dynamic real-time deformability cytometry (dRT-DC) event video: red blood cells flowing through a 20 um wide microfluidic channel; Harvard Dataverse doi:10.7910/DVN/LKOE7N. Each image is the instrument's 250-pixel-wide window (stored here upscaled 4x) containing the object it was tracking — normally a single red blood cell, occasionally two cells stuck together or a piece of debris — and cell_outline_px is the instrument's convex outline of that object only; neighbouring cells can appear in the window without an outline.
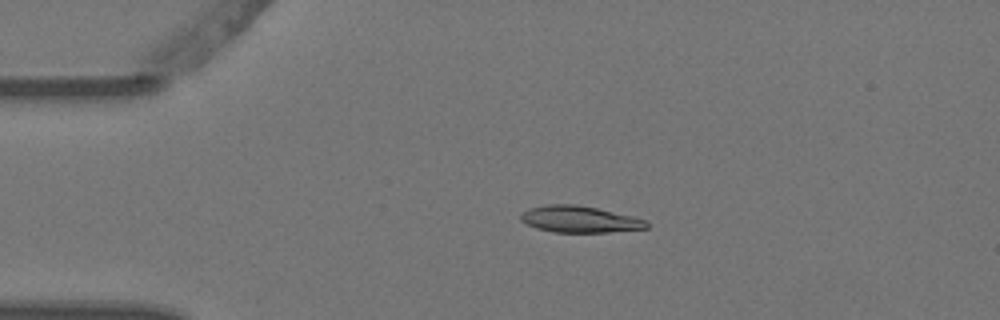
{"species": "Egyptian fruit bat (a non-hibernating species)", "species_latin": "Rousettus aegyptiacus", "temperature_condition": "warm", "stored_images_in_passage": 4, "camera_frame_rate_fps": 3000, "um_per_image_px": 0.085, "animal": {"sex": "female"}, "frame": {"image": 1, "passage_image": 3, "time_ms": 0.667, "image_size_px": [1000, 320], "cell_outline_px": [[648, 228], [608, 232], [552, 232], [536, 228], [520, 220], [520, 216], [528, 208], [548, 204], [576, 204], [596, 208], [632, 216], [648, 220]], "centroid_in_image_um": [49.27, 18.63], "position_along_channel_um": 35.7, "area_um2": 19.42}}
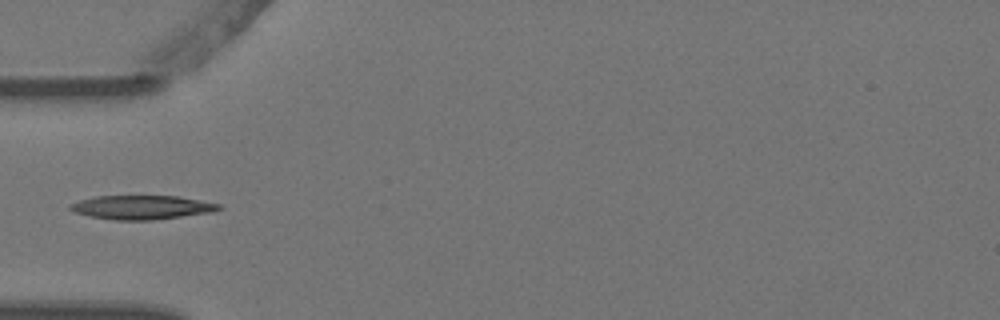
{"frame": {"image": 2, "passage_image": 4, "time_ms": 1.0, "image_size_px": [1000, 320], "cell_outline_px": [[224, 208], [212, 212], [152, 220], [112, 220], [88, 216], [72, 212], [68, 208], [68, 204], [80, 200], [96, 196], [176, 196], [220, 204]], "centroid_in_image_um": [11.99, 17.63], "position_along_channel_um": 73.0, "area_um2": 20.81}}